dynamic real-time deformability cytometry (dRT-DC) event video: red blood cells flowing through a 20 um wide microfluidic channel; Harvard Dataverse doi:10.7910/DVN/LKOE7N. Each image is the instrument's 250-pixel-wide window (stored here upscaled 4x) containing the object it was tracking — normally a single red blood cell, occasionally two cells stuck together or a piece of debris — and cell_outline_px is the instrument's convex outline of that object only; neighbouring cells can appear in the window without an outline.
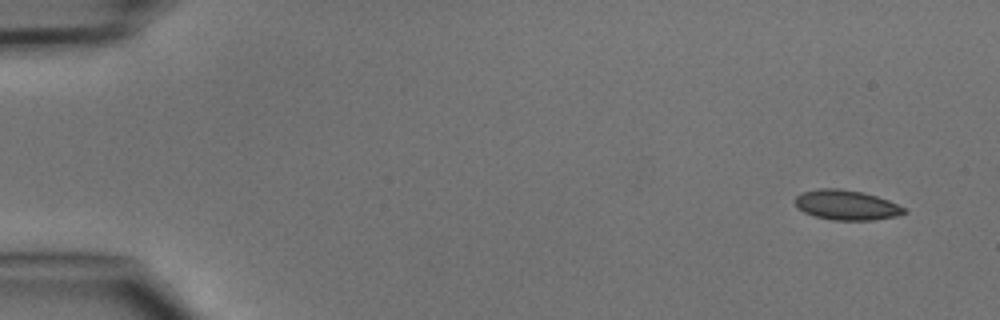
{"species": "common noctule bat (a hibernating species)", "species_latin": "Nyctalus noctula", "temperature_condition": "cold", "stored_images_in_passage": 5, "camera_frame_rate_fps": 3000, "um_per_image_px": 0.085, "animal": {"sex": "male", "body_mass_g": 15.6}, "frame": {"image": 1, "passage_image": 1, "time_ms": 0.0, "image_size_px": [1000, 320], "cell_outline_px": [[908, 212], [896, 216], [872, 220], [832, 220], [816, 216], [804, 212], [796, 208], [792, 200], [796, 196], [804, 192], [820, 188], [840, 188], [864, 192], [888, 200], [904, 208]], "centroid_in_image_um": [71.9, 17.42], "position_along_channel_um": 13.1, "area_um2": 19.07}}
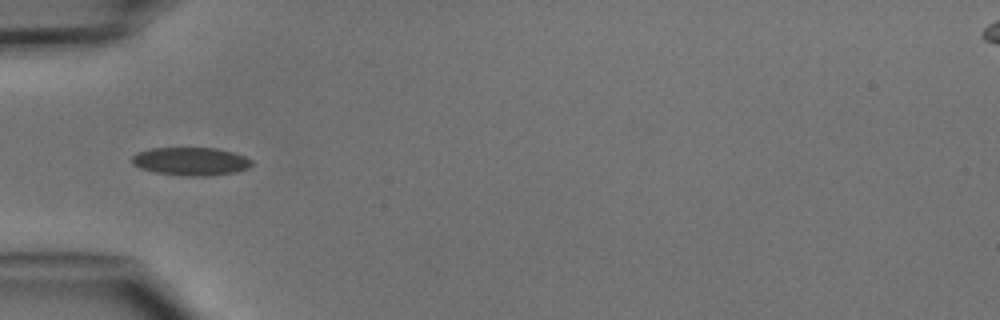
{"frame": {"image": 2, "passage_image": 4, "time_ms": 4.333, "image_size_px": [1000, 320], "cell_outline_px": [[252, 164], [248, 168], [236, 172], [204, 176], [188, 176], [156, 172], [140, 168], [132, 164], [132, 156], [136, 152], [152, 148], [216, 148], [232, 152], [244, 156], [252, 160]], "centroid_in_image_um": [16.21, 13.71], "position_along_channel_um": 68.8, "area_um2": 19.54}}